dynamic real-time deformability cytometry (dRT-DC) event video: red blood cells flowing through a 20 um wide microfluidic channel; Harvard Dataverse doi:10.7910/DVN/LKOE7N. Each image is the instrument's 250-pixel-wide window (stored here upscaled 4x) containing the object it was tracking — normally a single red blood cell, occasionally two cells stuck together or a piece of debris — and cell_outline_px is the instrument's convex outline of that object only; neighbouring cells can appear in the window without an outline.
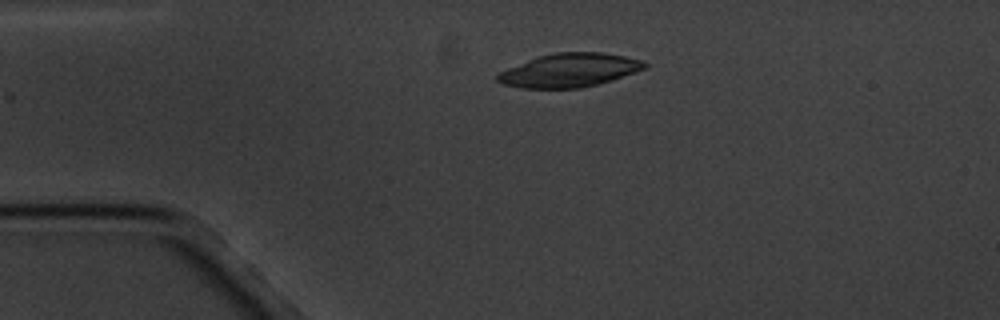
{"species": "common noctule bat (a hibernating species)", "species_latin": "Nyctalus noctula", "temperature_condition": "cold", "stored_images_in_passage": 3, "camera_frame_rate_fps": 3000, "um_per_image_px": 0.085, "animal": {"sex": "male", "body_mass_g": 20.1, "forearm_length_mm": 53.5}, "frame": {"image": 1, "passage_image": 2, "time_ms": 1.0, "image_size_px": [1000, 320], "cell_outline_px": [[648, 68], [636, 72], [596, 84], [580, 88], [520, 88], [504, 84], [496, 80], [496, 72], [536, 56], [556, 52], [604, 52], [644, 60], [648, 64]], "centroid_in_image_um": [48.37, 5.96], "position_along_channel_um": 36.6, "area_um2": 29.07}}